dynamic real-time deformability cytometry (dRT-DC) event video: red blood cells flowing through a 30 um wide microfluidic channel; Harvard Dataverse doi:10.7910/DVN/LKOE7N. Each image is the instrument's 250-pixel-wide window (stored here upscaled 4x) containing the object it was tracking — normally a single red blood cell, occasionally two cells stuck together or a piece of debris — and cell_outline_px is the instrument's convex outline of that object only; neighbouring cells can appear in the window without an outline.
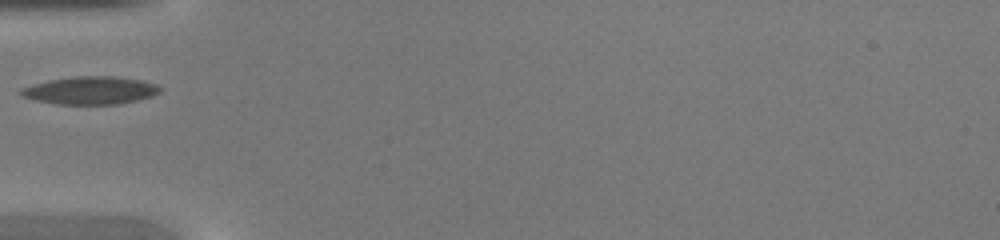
{"species": "common noctule bat (a hibernating species)", "species_latin": "Nyctalus noctula", "temperature_condition": "warm", "stored_images_in_passage": 23, "camera_frame_rate_fps": 3000, "um_per_image_px": 0.085, "animal": {"sex": "female", "body_mass_g": 20.0, "forearm_length_mm": 54.0}, "frame": {"image": 1, "passage_image": 1, "time_ms": 0.0, "image_size_px": [1000, 240], "cell_outline_px": [[160, 92], [152, 96], [120, 104], [56, 104], [36, 100], [24, 96], [16, 92], [20, 88], [32, 84], [48, 80], [76, 76], [112, 76], [140, 80], [156, 84], [160, 88]], "centroid_in_image_um": [7.64, 7.68], "position_along_channel_um": 77.4, "area_um2": 22.48}}
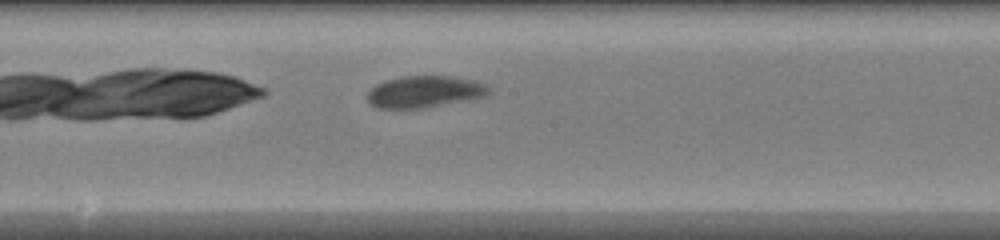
{"frame": {"image": 2, "passage_image": 10, "time_ms": 3.0, "image_size_px": [1000, 240], "cell_outline_px": [[492, 92], [484, 96], [424, 108], [376, 108], [368, 100], [368, 92], [376, 84], [384, 80], [404, 76], [452, 76], [472, 80], [484, 84]], "centroid_in_image_um": [36.06, 7.79], "position_along_channel_um": 212.1, "area_um2": 22.2}}
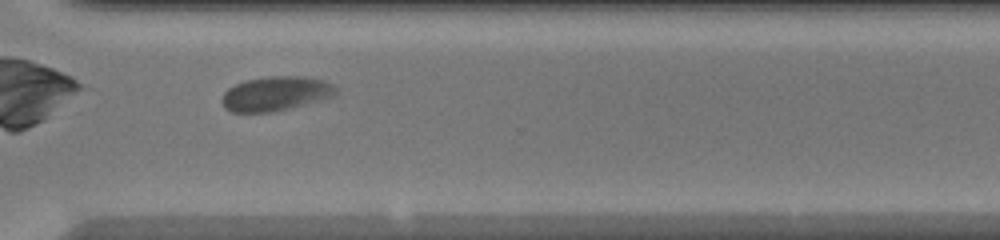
{"frame": {"image": 3, "passage_image": 19, "time_ms": 6.0, "image_size_px": [1000, 240], "cell_outline_px": [[340, 92], [336, 96], [292, 108], [272, 112], [232, 112], [224, 108], [220, 100], [224, 92], [228, 88], [236, 84], [248, 80], [268, 76], [304, 76], [324, 80], [332, 84]], "centroid_in_image_um": [23.47, 7.96], "position_along_channel_um": 347.1, "area_um2": 23.18}}